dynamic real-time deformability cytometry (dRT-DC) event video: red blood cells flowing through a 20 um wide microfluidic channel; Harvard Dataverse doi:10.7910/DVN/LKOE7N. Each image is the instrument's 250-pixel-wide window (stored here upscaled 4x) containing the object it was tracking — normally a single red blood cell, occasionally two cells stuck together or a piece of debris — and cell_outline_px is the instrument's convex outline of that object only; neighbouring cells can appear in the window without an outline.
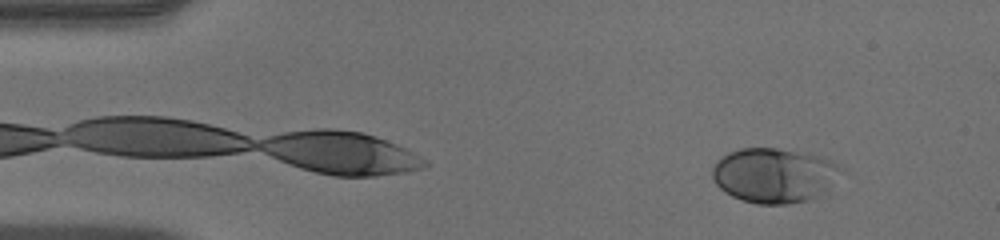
{"species": "human", "species_latin": "Homo sapiens", "temperature_condition": "warm", "stored_images_in_passage": 15, "camera_frame_rate_fps": 3000, "um_per_image_px": 0.085, "donor": {"sex": "male"}, "frame": {"image": 1, "passage_image": 5, "time_ms": 1.333, "image_size_px": [1000, 240], "cell_outline_px": [[848, 168], [828, 196], [788, 204], [756, 204], [732, 196], [724, 192], [712, 180], [712, 168], [716, 160], [728, 152], [740, 148], [776, 148], [824, 156]], "centroid_in_image_um": [65.95, 14.91], "position_along_channel_um": 19.0, "area_um2": 42.71}}